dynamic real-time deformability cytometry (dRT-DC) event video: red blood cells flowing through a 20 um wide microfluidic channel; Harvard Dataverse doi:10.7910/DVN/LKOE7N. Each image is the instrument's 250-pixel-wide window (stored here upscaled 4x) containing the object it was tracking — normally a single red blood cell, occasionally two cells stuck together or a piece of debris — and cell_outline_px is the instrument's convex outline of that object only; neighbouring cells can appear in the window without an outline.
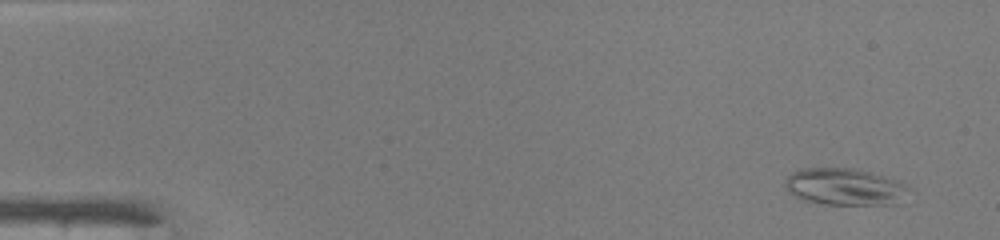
{"species": "common noctule bat (a hibernating species)", "species_latin": "Nyctalus noctula", "temperature_condition": "warm", "stored_images_in_passage": 46, "camera_frame_rate_fps": 3000, "um_per_image_px": 0.085, "animal": {"sex": "male", "body_mass_g": 19.0, "forearm_length_mm": 50.8}, "frame": {"image": 1, "passage_image": 1, "time_ms": 0.0, "image_size_px": [1000, 240], "cell_outline_px": [[908, 188], [904, 204], [824, 204], [800, 200], [788, 192], [784, 184], [784, 180], [792, 172], [800, 168], [852, 168], [868, 172], [896, 180], [908, 184]], "centroid_in_image_um": [71.79, 15.89], "position_along_channel_um": 13.2, "area_um2": 26.88}}
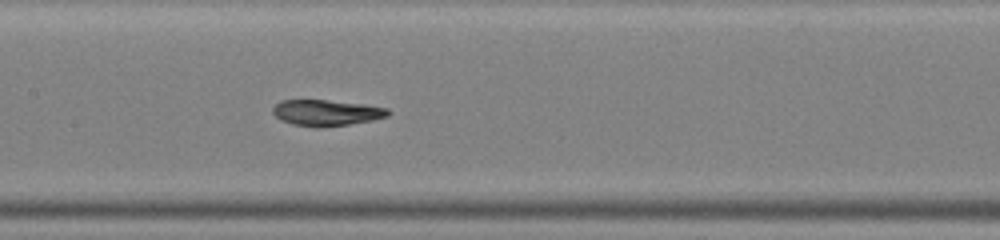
{"frame": {"image": 2, "passage_image": 22, "time_ms": 7.0, "image_size_px": [1000, 240], "cell_outline_px": [[392, 112], [388, 116], [372, 120], [348, 124], [320, 128], [316, 128], [292, 124], [280, 120], [272, 112], [272, 108], [280, 100], [328, 100], [364, 104], [388, 108]], "centroid_in_image_um": [27.74, 9.58], "position_along_channel_um": 179.7, "area_um2": 17.63}}
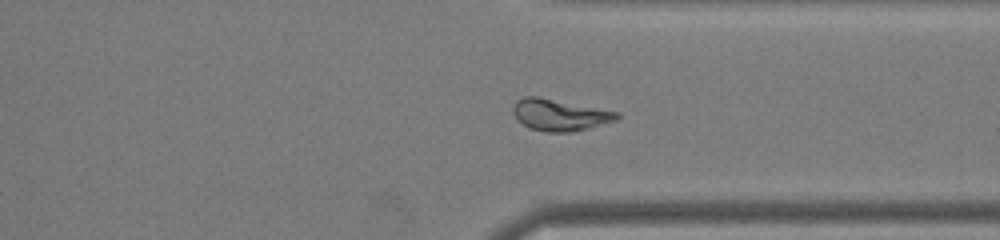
{"frame": {"image": 3, "passage_image": 35, "time_ms": 11.333, "image_size_px": [1000, 240], "cell_outline_px": [[620, 116], [616, 120], [588, 128], [572, 132], [548, 132], [532, 128], [524, 124], [512, 112], [512, 108], [516, 100], [524, 96], [536, 96], [620, 112]], "centroid_in_image_um": [47.59, 9.75], "position_along_channel_um": 363.8, "area_um2": 18.84}, "authors_computed_cell_mechanics": {"area_um2": 19.2474, "velocity_mm_per_s": 4.2362, "shape_relaxation_time_tau1_ms": 4.3524, "shape_relaxation_time_tau2_ms": 3.5728, "deformation_change_tau1": 0.172, "deformation_change_tau2": 0.1035}}